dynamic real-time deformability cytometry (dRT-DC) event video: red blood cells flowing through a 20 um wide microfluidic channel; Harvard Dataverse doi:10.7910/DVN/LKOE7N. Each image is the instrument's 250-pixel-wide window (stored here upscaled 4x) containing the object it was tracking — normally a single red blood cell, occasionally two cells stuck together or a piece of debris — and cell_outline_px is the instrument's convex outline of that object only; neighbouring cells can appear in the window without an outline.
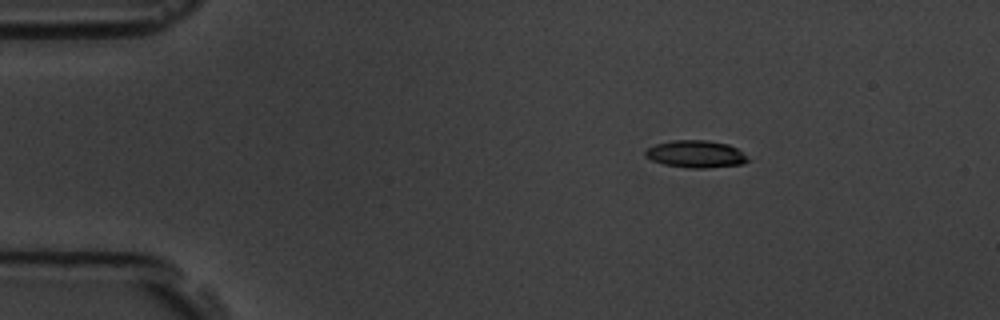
{"species": "common noctule bat (a hibernating species)", "species_latin": "Nyctalus noctula", "temperature_condition": "room temperature", "stored_images_in_passage": 4, "camera_frame_rate_fps": 3000, "um_per_image_px": 0.085, "animal": {"sex": "male", "body_mass_g": 19.5, "forearm_length_mm": 54.6}, "frame": {"image": 1, "passage_image": 1, "time_ms": 0.0, "image_size_px": [1000, 320], "cell_outline_px": [[752, 160], [744, 164], [708, 168], [688, 168], [664, 164], [652, 160], [644, 156], [644, 152], [648, 148], [656, 144], [672, 140], [708, 140], [728, 144], [736, 148]], "centroid_in_image_um": [59.17, 13.1], "position_along_channel_um": 25.8, "area_um2": 16.42}}
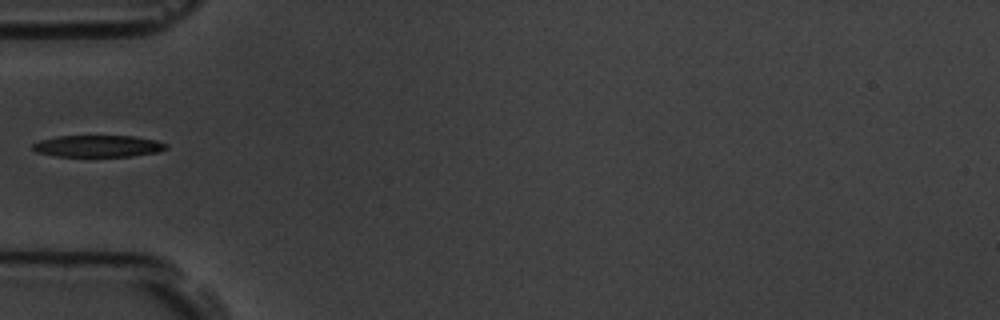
{"frame": {"image": 2, "passage_image": 4, "time_ms": 3.333, "image_size_px": [1000, 320], "cell_outline_px": [[168, 148], [156, 152], [132, 156], [56, 156], [36, 152], [32, 148], [32, 144], [40, 140], [56, 136], [132, 136], [156, 140], [168, 144]], "centroid_in_image_um": [8.32, 12.41], "position_along_channel_um": 76.7, "area_um2": 16.88}}